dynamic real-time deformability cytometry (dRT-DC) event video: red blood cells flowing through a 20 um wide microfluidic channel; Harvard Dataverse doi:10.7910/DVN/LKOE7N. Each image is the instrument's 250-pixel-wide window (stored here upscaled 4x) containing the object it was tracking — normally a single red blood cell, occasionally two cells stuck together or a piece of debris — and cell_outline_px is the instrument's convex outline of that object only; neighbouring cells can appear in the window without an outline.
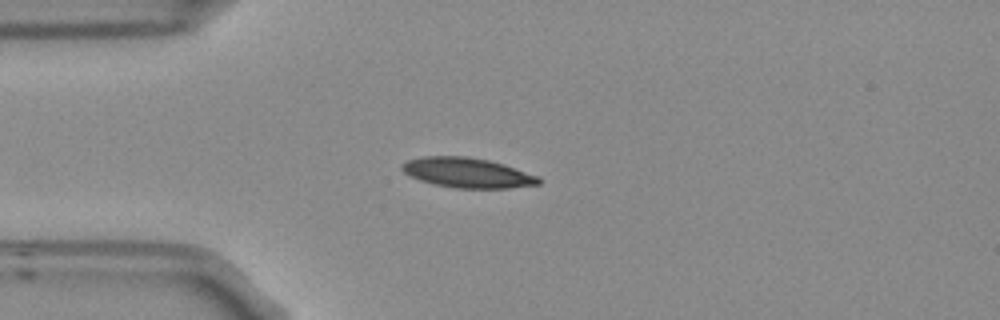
{"species": "Egyptian fruit bat (a non-hibernating species)", "species_latin": "Rousettus aegyptiacus", "temperature_condition": "room temperature", "stored_images_in_passage": 3, "camera_frame_rate_fps": 3000, "um_per_image_px": 0.085, "frame": {"image": 1, "passage_image": 3, "time_ms": 0.667, "image_size_px": [1000, 320], "cell_outline_px": [[540, 184], [508, 188], [456, 188], [432, 184], [420, 180], [404, 172], [400, 168], [400, 164], [408, 160], [424, 156], [468, 156], [488, 160], [504, 164], [540, 176]], "centroid_in_image_um": [39.73, 14.68], "position_along_channel_um": 45.3, "area_um2": 23.93}}